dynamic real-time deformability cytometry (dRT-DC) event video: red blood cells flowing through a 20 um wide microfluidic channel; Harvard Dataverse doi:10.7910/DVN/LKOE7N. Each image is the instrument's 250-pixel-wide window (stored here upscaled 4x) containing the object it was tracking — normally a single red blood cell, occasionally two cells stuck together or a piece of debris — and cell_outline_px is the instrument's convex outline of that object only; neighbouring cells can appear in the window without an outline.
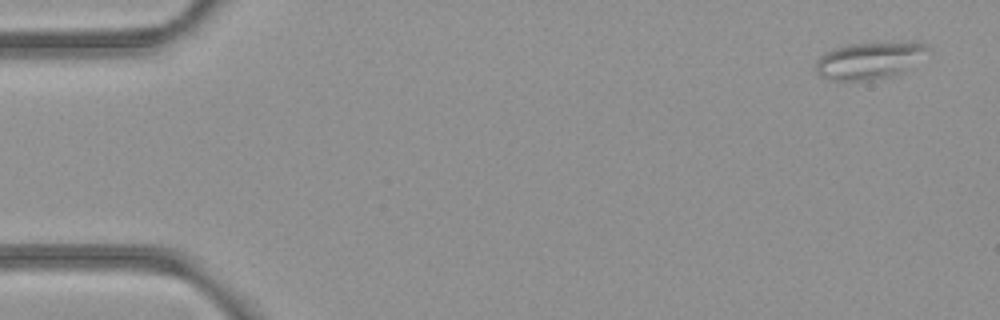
{"species": "common noctule bat (a hibernating species)", "species_latin": "Nyctalus noctula", "temperature_condition": "room temperature", "stored_images_in_passage": 5, "camera_frame_rate_fps": 3000, "um_per_image_px": 0.085, "animal": {"sex": "female", "body_mass_g": 21.9}, "frame": {"image": 1, "passage_image": 1, "time_ms": 0.0, "image_size_px": [1000, 320], "cell_outline_px": [[928, 48], [900, 72], [892, 76], [872, 80], [832, 80], [820, 76], [816, 72], [816, 60], [824, 52], [848, 44], [908, 40], [916, 40], [924, 44]], "centroid_in_image_um": [73.81, 5.1], "position_along_channel_um": 11.2, "area_um2": 23.87}}
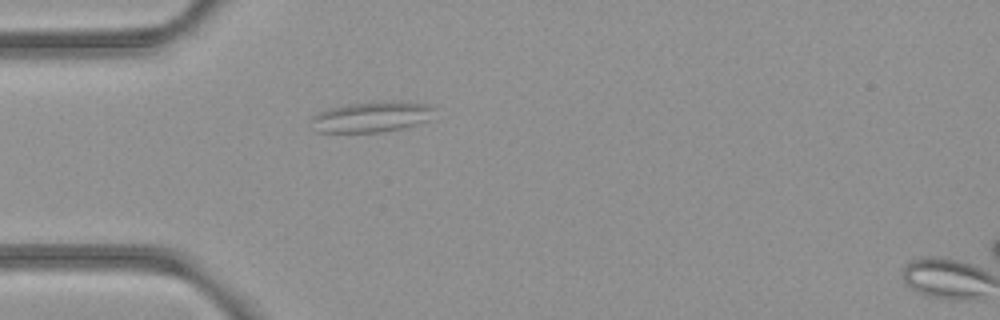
{"frame": {"image": 2, "passage_image": 5, "time_ms": 1.333, "image_size_px": [1000, 320], "cell_outline_px": [[436, 108], [428, 120], [416, 124], [400, 128], [380, 132], [316, 132], [312, 120], [312, 116], [316, 112], [328, 108], [348, 104], [392, 100], [428, 104]], "centroid_in_image_um": [31.58, 9.91], "position_along_channel_um": 53.4, "area_um2": 21.96}}